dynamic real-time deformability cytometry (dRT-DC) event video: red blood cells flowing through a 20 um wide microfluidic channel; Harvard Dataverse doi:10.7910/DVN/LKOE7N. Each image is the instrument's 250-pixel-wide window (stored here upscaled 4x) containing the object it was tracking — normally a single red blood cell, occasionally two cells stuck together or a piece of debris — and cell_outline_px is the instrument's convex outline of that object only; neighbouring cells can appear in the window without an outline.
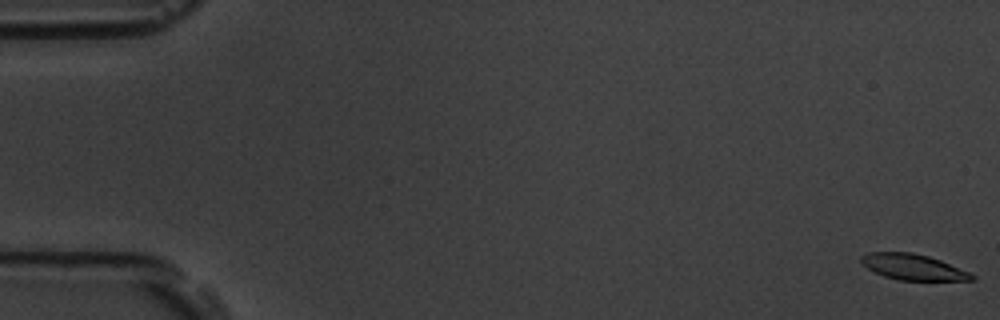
{"species": "common noctule bat (a hibernating species)", "species_latin": "Nyctalus noctula", "temperature_condition": "room temperature", "stored_images_in_passage": 11, "camera_frame_rate_fps": 3000, "um_per_image_px": 0.085, "animal": {"sex": "male", "body_mass_g": 19.5, "forearm_length_mm": 54.6}, "frame": {"image": 1, "passage_image": 1, "time_ms": 0.0, "image_size_px": [1000, 320], "cell_outline_px": [[976, 280], [900, 280], [884, 276], [868, 268], [860, 260], [860, 256], [868, 252], [912, 252], [928, 256], [940, 260], [968, 272], [976, 276]], "centroid_in_image_um": [77.6, 22.69], "position_along_channel_um": 7.4, "area_um2": 16.42}}